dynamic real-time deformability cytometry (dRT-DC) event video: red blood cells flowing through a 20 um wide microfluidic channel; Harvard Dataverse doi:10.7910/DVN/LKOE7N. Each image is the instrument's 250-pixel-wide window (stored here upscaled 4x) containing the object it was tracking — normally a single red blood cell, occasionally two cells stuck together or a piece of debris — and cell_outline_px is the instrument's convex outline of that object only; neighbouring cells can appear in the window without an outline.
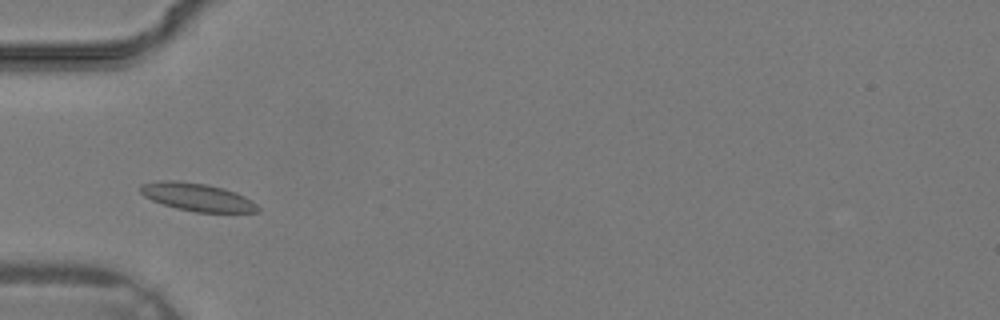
{"species": "common noctule bat (a hibernating species)", "species_latin": "Nyctalus noctula", "temperature_condition": "warm", "stored_images_in_passage": 30, "camera_frame_rate_fps": 3000, "um_per_image_px": 0.085, "animal": {"sex": "male", "body_mass_g": 19.2, "forearm_length_mm": 51.8}, "frame": {"image": 1, "passage_image": 5, "time_ms": 1.333, "image_size_px": [1000, 320], "cell_outline_px": [[260, 212], [196, 212], [176, 208], [152, 200], [144, 196], [140, 192], [140, 184], [160, 180], [176, 180], [204, 184], [236, 192], [252, 200], [260, 208]], "centroid_in_image_um": [16.75, 16.75], "position_along_channel_um": 68.2, "area_um2": 18.96}}
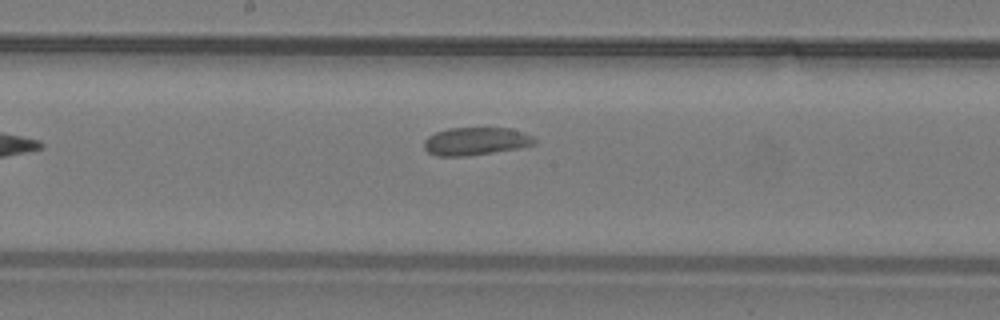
{"frame": {"image": 2, "passage_image": 13, "time_ms": 4.0, "image_size_px": [1000, 320], "cell_outline_px": [[536, 144], [524, 148], [468, 156], [440, 156], [428, 152], [424, 148], [424, 140], [428, 136], [436, 132], [448, 128], [512, 128], [532, 136], [536, 140]], "centroid_in_image_um": [40.47, 12.01], "position_along_channel_um": 207.7, "area_um2": 18.15}}
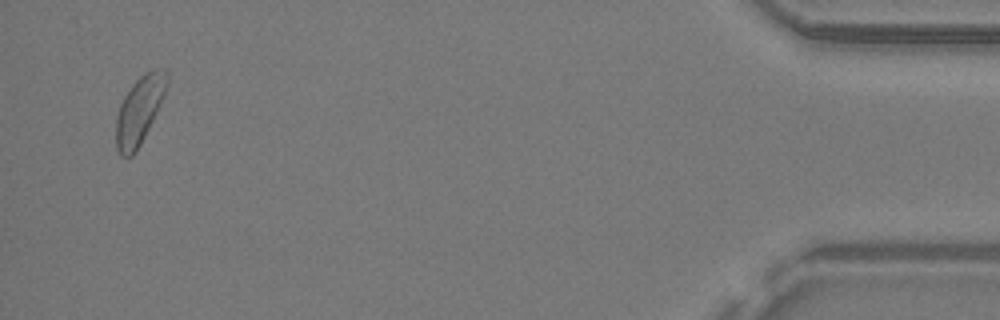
{"frame": {"image": 3, "passage_image": 30, "time_ms": 9.667, "image_size_px": [1000, 320], "cell_outline_px": [[168, 84], [164, 96], [136, 152], [132, 156], [120, 156], [116, 148], [116, 116], [120, 104], [124, 96], [132, 84], [140, 76], [152, 68], [168, 68]], "centroid_in_image_um": [11.85, 9.32], "position_along_channel_um": 423.3, "area_um2": 20.06}}